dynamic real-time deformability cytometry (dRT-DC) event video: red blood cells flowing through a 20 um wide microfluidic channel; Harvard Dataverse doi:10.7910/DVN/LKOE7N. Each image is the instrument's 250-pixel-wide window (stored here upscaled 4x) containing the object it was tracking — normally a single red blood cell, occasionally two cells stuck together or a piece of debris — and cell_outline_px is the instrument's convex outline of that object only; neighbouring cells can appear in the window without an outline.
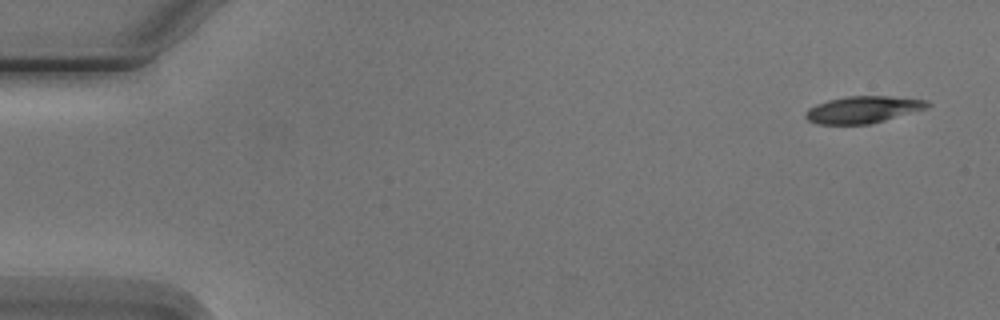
{"species": "Egyptian fruit bat (a non-hibernating species)", "species_latin": "Rousettus aegyptiacus", "temperature_condition": "cold", "stored_images_in_passage": 9, "camera_frame_rate_fps": 3000, "um_per_image_px": 0.085, "animal": {"sex": "male"}, "frame": {"image": 1, "passage_image": 1, "time_ms": 0.0, "image_size_px": [1000, 320], "cell_outline_px": [[932, 104], [928, 108], [884, 120], [868, 124], [816, 124], [808, 120], [804, 116], [804, 112], [808, 108], [816, 104], [828, 100], [848, 96], [892, 96], [928, 100]], "centroid_in_image_um": [73.35, 9.31], "position_along_channel_um": 11.6, "area_um2": 19.19}}
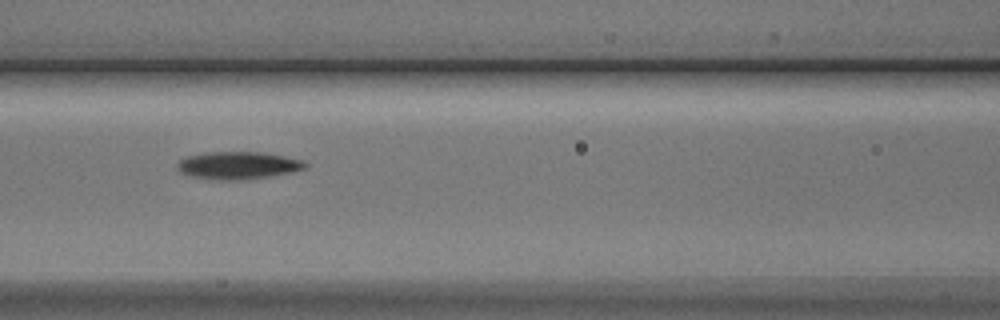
{"frame": {"image": 2, "passage_image": 7, "time_ms": 7.0, "image_size_px": [1000, 320], "cell_outline_px": [[308, 164], [304, 168], [288, 172], [268, 176], [236, 180], [220, 180], [192, 176], [180, 172], [176, 164], [180, 160], [188, 156], [204, 152], [260, 152], [284, 156], [300, 160]], "centroid_in_image_um": [20.18, 14.04], "position_along_channel_um": 146.4, "area_um2": 20.06}}
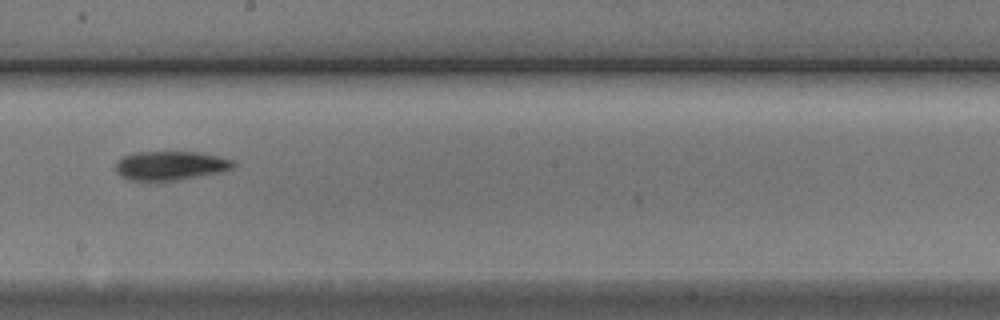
{"frame": {"image": 3, "passage_image": 9, "time_ms": 9.333, "image_size_px": [1000, 320], "cell_outline_px": [[236, 164], [232, 168], [224, 172], [180, 180], [156, 184], [148, 184], [128, 180], [120, 176], [116, 172], [116, 160], [124, 156], [136, 152], [196, 152], [216, 156], [232, 160]], "centroid_in_image_um": [14.42, 14.14], "position_along_channel_um": 233.8, "area_um2": 20.81}}